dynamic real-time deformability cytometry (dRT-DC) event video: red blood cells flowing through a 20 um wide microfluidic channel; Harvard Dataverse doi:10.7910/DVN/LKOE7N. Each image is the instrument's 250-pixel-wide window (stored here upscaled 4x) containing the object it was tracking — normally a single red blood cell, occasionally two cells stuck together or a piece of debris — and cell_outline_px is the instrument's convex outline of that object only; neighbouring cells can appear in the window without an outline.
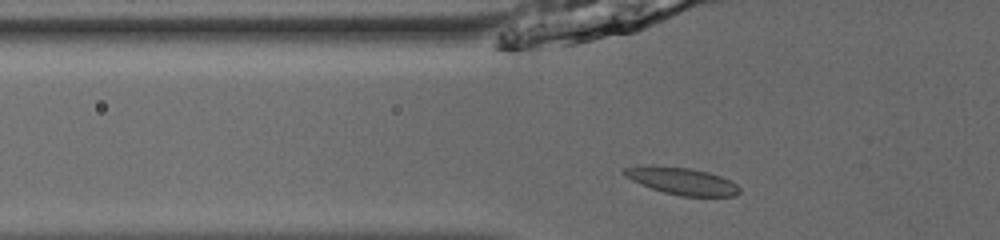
{"species": "common noctule bat (a hibernating species)", "species_latin": "Nyctalus noctula", "temperature_condition": "room temperature", "stored_images_in_passage": 41, "camera_frame_rate_fps": 3000, "um_per_image_px": 0.085, "animal": {"sex": "male", "body_mass_g": 13.0, "forearm_length_mm": 53.1}, "frame": {"image": 1, "passage_image": 7, "time_ms": 2.0, "image_size_px": [1000, 240], "cell_outline_px": [[740, 192], [736, 196], [680, 196], [664, 192], [640, 184], [624, 176], [620, 172], [624, 168], [636, 164], [652, 164], [688, 168], [708, 172], [720, 176], [736, 184], [740, 188]], "centroid_in_image_um": [57.87, 15.36], "position_along_channel_um": 67.9, "area_um2": 18.5}}
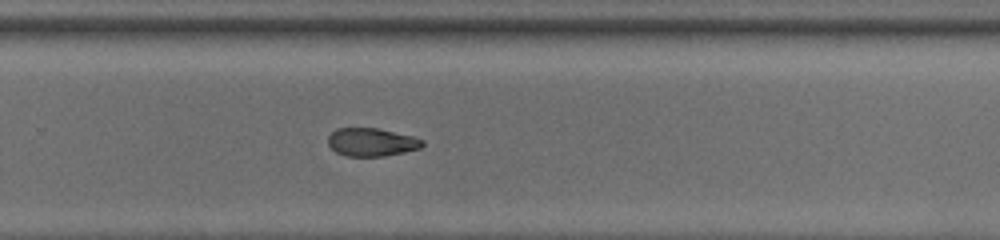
{"frame": {"image": 2, "passage_image": 25, "time_ms": 8.0, "image_size_px": [1000, 240], "cell_outline_px": [[424, 144], [420, 148], [404, 152], [384, 156], [348, 156], [336, 152], [328, 144], [328, 136], [336, 128], [376, 128], [412, 136], [424, 140]], "centroid_in_image_um": [31.58, 12.08], "position_along_channel_um": 298.2, "area_um2": 15.37}}
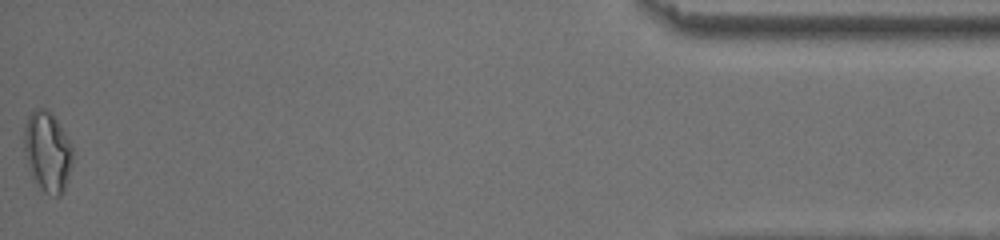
{"frame": {"image": 3, "passage_image": 41, "time_ms": 13.333, "image_size_px": [1000, 240], "cell_outline_px": [[72, 164], [68, 180], [64, 192], [60, 196], [56, 196], [44, 192], [40, 188], [32, 176], [24, 152], [24, 128], [28, 116], [32, 108], [44, 108], [56, 120], [72, 144]], "centroid_in_image_um": [4.04, 12.91], "position_along_channel_um": 431.2, "area_um2": 22.66}, "authors_computed_cell_mechanics": {"area_um2": 17.051, "velocity_mm_per_s": 3.8706, "shape_relaxation_time_tau1_ms": 8.4045, "shape_relaxation_time_tau2_ms": 2.8469, "deformation_change_tau1": 0.1753, "deformation_change_tau2": 0.096}}